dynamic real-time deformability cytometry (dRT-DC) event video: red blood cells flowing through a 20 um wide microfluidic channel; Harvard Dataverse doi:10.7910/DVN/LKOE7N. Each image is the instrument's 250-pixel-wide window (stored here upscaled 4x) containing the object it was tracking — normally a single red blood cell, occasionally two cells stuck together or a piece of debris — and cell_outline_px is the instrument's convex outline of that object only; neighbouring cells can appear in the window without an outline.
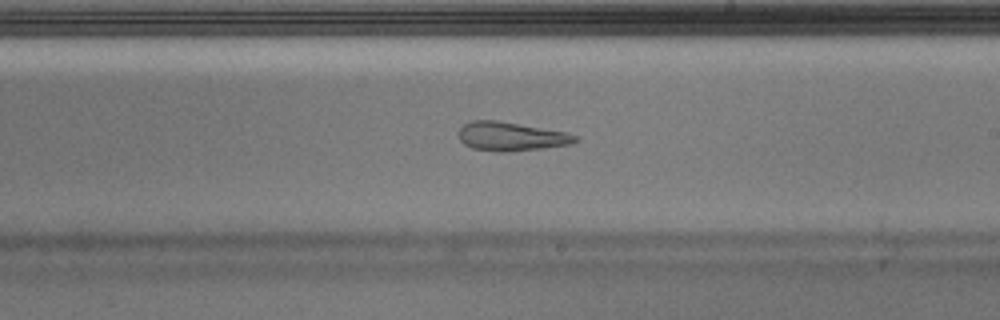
{"species": "Egyptian fruit bat (a non-hibernating species)", "species_latin": "Rousettus aegyptiacus", "temperature_condition": "warm", "stored_images_in_passage": 51, "camera_frame_rate_fps": 3000, "um_per_image_px": 0.085, "animal": {"sex": "male"}, "frame": {"image": 1, "passage_image": 30, "time_ms": 9.667, "image_size_px": [1000, 320], "cell_outline_px": [[580, 140], [572, 144], [544, 148], [508, 152], [492, 152], [472, 148], [464, 144], [460, 140], [460, 128], [464, 124], [472, 120], [496, 120], [568, 132], [576, 136]], "centroid_in_image_um": [43.46, 11.61], "position_along_channel_um": 245.5, "area_um2": 19.77}, "authors_computed_cell_mechanics": {"area_um2": 21.5594, "velocity_mm_per_s": 4.0031, "shape_relaxation_time_tau1_ms": null, "shape_relaxation_time_tau2_ms": 1.9544, "deformation_change_tau1": null, "deformation_change_tau2": 0.0911}}